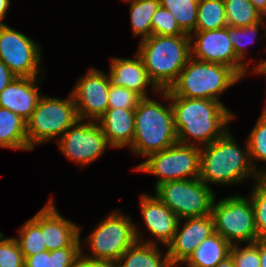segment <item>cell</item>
Returning <instances> with one entry per match:
<instances>
[{
  "label": "cell",
  "instance_id": "obj_39",
  "mask_svg": "<svg viewBox=\"0 0 266 267\" xmlns=\"http://www.w3.org/2000/svg\"><path fill=\"white\" fill-rule=\"evenodd\" d=\"M11 1L10 0H0V24H3L4 18L7 16Z\"/></svg>",
  "mask_w": 266,
  "mask_h": 267
},
{
  "label": "cell",
  "instance_id": "obj_43",
  "mask_svg": "<svg viewBox=\"0 0 266 267\" xmlns=\"http://www.w3.org/2000/svg\"><path fill=\"white\" fill-rule=\"evenodd\" d=\"M215 267H236L231 256H228L225 260L219 262Z\"/></svg>",
  "mask_w": 266,
  "mask_h": 267
},
{
  "label": "cell",
  "instance_id": "obj_13",
  "mask_svg": "<svg viewBox=\"0 0 266 267\" xmlns=\"http://www.w3.org/2000/svg\"><path fill=\"white\" fill-rule=\"evenodd\" d=\"M189 37L191 57L200 61L227 65L242 78L249 73L248 67L236 57L233 44L228 37V26L210 31H194Z\"/></svg>",
  "mask_w": 266,
  "mask_h": 267
},
{
  "label": "cell",
  "instance_id": "obj_9",
  "mask_svg": "<svg viewBox=\"0 0 266 267\" xmlns=\"http://www.w3.org/2000/svg\"><path fill=\"white\" fill-rule=\"evenodd\" d=\"M201 147L175 143L160 152L150 154L133 168L135 171L158 176L154 189L167 181L198 178L200 175Z\"/></svg>",
  "mask_w": 266,
  "mask_h": 267
},
{
  "label": "cell",
  "instance_id": "obj_28",
  "mask_svg": "<svg viewBox=\"0 0 266 267\" xmlns=\"http://www.w3.org/2000/svg\"><path fill=\"white\" fill-rule=\"evenodd\" d=\"M224 4L227 26L244 27L265 18L249 0H224Z\"/></svg>",
  "mask_w": 266,
  "mask_h": 267
},
{
  "label": "cell",
  "instance_id": "obj_36",
  "mask_svg": "<svg viewBox=\"0 0 266 267\" xmlns=\"http://www.w3.org/2000/svg\"><path fill=\"white\" fill-rule=\"evenodd\" d=\"M141 99L142 97L133 90L110 85L108 109H135Z\"/></svg>",
  "mask_w": 266,
  "mask_h": 267
},
{
  "label": "cell",
  "instance_id": "obj_7",
  "mask_svg": "<svg viewBox=\"0 0 266 267\" xmlns=\"http://www.w3.org/2000/svg\"><path fill=\"white\" fill-rule=\"evenodd\" d=\"M92 230L85 241L81 242V246L89 247L88 254L81 248L82 255L91 259L115 262L137 241L135 222L119 209L110 212Z\"/></svg>",
  "mask_w": 266,
  "mask_h": 267
},
{
  "label": "cell",
  "instance_id": "obj_3",
  "mask_svg": "<svg viewBox=\"0 0 266 267\" xmlns=\"http://www.w3.org/2000/svg\"><path fill=\"white\" fill-rule=\"evenodd\" d=\"M139 42L136 53L150 80L160 91L169 90L191 57L189 35H151Z\"/></svg>",
  "mask_w": 266,
  "mask_h": 267
},
{
  "label": "cell",
  "instance_id": "obj_41",
  "mask_svg": "<svg viewBox=\"0 0 266 267\" xmlns=\"http://www.w3.org/2000/svg\"><path fill=\"white\" fill-rule=\"evenodd\" d=\"M249 1L266 18V0H249Z\"/></svg>",
  "mask_w": 266,
  "mask_h": 267
},
{
  "label": "cell",
  "instance_id": "obj_38",
  "mask_svg": "<svg viewBox=\"0 0 266 267\" xmlns=\"http://www.w3.org/2000/svg\"><path fill=\"white\" fill-rule=\"evenodd\" d=\"M17 76L8 68L0 59V93L7 87Z\"/></svg>",
  "mask_w": 266,
  "mask_h": 267
},
{
  "label": "cell",
  "instance_id": "obj_14",
  "mask_svg": "<svg viewBox=\"0 0 266 267\" xmlns=\"http://www.w3.org/2000/svg\"><path fill=\"white\" fill-rule=\"evenodd\" d=\"M110 82L106 72L91 67L71 91L80 120L96 121L108 109Z\"/></svg>",
  "mask_w": 266,
  "mask_h": 267
},
{
  "label": "cell",
  "instance_id": "obj_42",
  "mask_svg": "<svg viewBox=\"0 0 266 267\" xmlns=\"http://www.w3.org/2000/svg\"><path fill=\"white\" fill-rule=\"evenodd\" d=\"M251 74H260L266 76V59L264 61H261L260 63H257L255 67L253 66Z\"/></svg>",
  "mask_w": 266,
  "mask_h": 267
},
{
  "label": "cell",
  "instance_id": "obj_5",
  "mask_svg": "<svg viewBox=\"0 0 266 267\" xmlns=\"http://www.w3.org/2000/svg\"><path fill=\"white\" fill-rule=\"evenodd\" d=\"M241 79L243 78L227 65L190 57L176 82L167 91L169 97L221 101L220 95Z\"/></svg>",
  "mask_w": 266,
  "mask_h": 267
},
{
  "label": "cell",
  "instance_id": "obj_40",
  "mask_svg": "<svg viewBox=\"0 0 266 267\" xmlns=\"http://www.w3.org/2000/svg\"><path fill=\"white\" fill-rule=\"evenodd\" d=\"M260 267H266V243L259 239Z\"/></svg>",
  "mask_w": 266,
  "mask_h": 267
},
{
  "label": "cell",
  "instance_id": "obj_12",
  "mask_svg": "<svg viewBox=\"0 0 266 267\" xmlns=\"http://www.w3.org/2000/svg\"><path fill=\"white\" fill-rule=\"evenodd\" d=\"M58 148L68 160L87 166L111 147L97 121L78 120L59 139Z\"/></svg>",
  "mask_w": 266,
  "mask_h": 267
},
{
  "label": "cell",
  "instance_id": "obj_37",
  "mask_svg": "<svg viewBox=\"0 0 266 267\" xmlns=\"http://www.w3.org/2000/svg\"><path fill=\"white\" fill-rule=\"evenodd\" d=\"M75 267H115L114 262L106 260H96L85 257L82 253L79 255Z\"/></svg>",
  "mask_w": 266,
  "mask_h": 267
},
{
  "label": "cell",
  "instance_id": "obj_8",
  "mask_svg": "<svg viewBox=\"0 0 266 267\" xmlns=\"http://www.w3.org/2000/svg\"><path fill=\"white\" fill-rule=\"evenodd\" d=\"M211 215L214 230L231 246L254 243L258 239L255 217L250 197L231 195L221 198L212 205Z\"/></svg>",
  "mask_w": 266,
  "mask_h": 267
},
{
  "label": "cell",
  "instance_id": "obj_18",
  "mask_svg": "<svg viewBox=\"0 0 266 267\" xmlns=\"http://www.w3.org/2000/svg\"><path fill=\"white\" fill-rule=\"evenodd\" d=\"M110 85L135 91L142 98H148V87L156 93L160 90L150 80L142 58L136 53L132 58L112 57L110 71L106 73Z\"/></svg>",
  "mask_w": 266,
  "mask_h": 267
},
{
  "label": "cell",
  "instance_id": "obj_17",
  "mask_svg": "<svg viewBox=\"0 0 266 267\" xmlns=\"http://www.w3.org/2000/svg\"><path fill=\"white\" fill-rule=\"evenodd\" d=\"M42 235L48 251L82 247L81 227L58 212L53 196L42 207Z\"/></svg>",
  "mask_w": 266,
  "mask_h": 267
},
{
  "label": "cell",
  "instance_id": "obj_6",
  "mask_svg": "<svg viewBox=\"0 0 266 267\" xmlns=\"http://www.w3.org/2000/svg\"><path fill=\"white\" fill-rule=\"evenodd\" d=\"M79 120L72 95L66 99L42 95L26 121L28 151L60 138Z\"/></svg>",
  "mask_w": 266,
  "mask_h": 267
},
{
  "label": "cell",
  "instance_id": "obj_29",
  "mask_svg": "<svg viewBox=\"0 0 266 267\" xmlns=\"http://www.w3.org/2000/svg\"><path fill=\"white\" fill-rule=\"evenodd\" d=\"M161 5L171 11L184 33L190 35L195 31L198 0H161Z\"/></svg>",
  "mask_w": 266,
  "mask_h": 267
},
{
  "label": "cell",
  "instance_id": "obj_24",
  "mask_svg": "<svg viewBox=\"0 0 266 267\" xmlns=\"http://www.w3.org/2000/svg\"><path fill=\"white\" fill-rule=\"evenodd\" d=\"M130 3L129 17L134 37L140 41L152 35V16L161 5V0H126Z\"/></svg>",
  "mask_w": 266,
  "mask_h": 267
},
{
  "label": "cell",
  "instance_id": "obj_4",
  "mask_svg": "<svg viewBox=\"0 0 266 267\" xmlns=\"http://www.w3.org/2000/svg\"><path fill=\"white\" fill-rule=\"evenodd\" d=\"M134 126L130 151L136 156L147 158L178 142L171 102L164 106L160 100L142 98L135 108Z\"/></svg>",
  "mask_w": 266,
  "mask_h": 267
},
{
  "label": "cell",
  "instance_id": "obj_19",
  "mask_svg": "<svg viewBox=\"0 0 266 267\" xmlns=\"http://www.w3.org/2000/svg\"><path fill=\"white\" fill-rule=\"evenodd\" d=\"M43 78L45 77H16L1 91L0 107L12 111L27 121L43 95L39 93V84Z\"/></svg>",
  "mask_w": 266,
  "mask_h": 267
},
{
  "label": "cell",
  "instance_id": "obj_15",
  "mask_svg": "<svg viewBox=\"0 0 266 267\" xmlns=\"http://www.w3.org/2000/svg\"><path fill=\"white\" fill-rule=\"evenodd\" d=\"M139 205L143 224L155 240L153 238L145 240L143 232L138 230L137 223H135L137 241L155 245L160 242L166 247L174 237L179 218L155 195L141 194Z\"/></svg>",
  "mask_w": 266,
  "mask_h": 267
},
{
  "label": "cell",
  "instance_id": "obj_31",
  "mask_svg": "<svg viewBox=\"0 0 266 267\" xmlns=\"http://www.w3.org/2000/svg\"><path fill=\"white\" fill-rule=\"evenodd\" d=\"M266 19L264 18L261 22H257L244 27H231L228 26V37L233 48L235 50L236 57L249 69V65L246 60L247 46L252 44L256 39H259L256 36L259 34L261 26H266ZM264 36V37H263ZM261 38L266 37V30Z\"/></svg>",
  "mask_w": 266,
  "mask_h": 267
},
{
  "label": "cell",
  "instance_id": "obj_30",
  "mask_svg": "<svg viewBox=\"0 0 266 267\" xmlns=\"http://www.w3.org/2000/svg\"><path fill=\"white\" fill-rule=\"evenodd\" d=\"M247 143L250 151V158L255 171L260 176H266V168L262 170L257 166V162H266V112L262 111L256 124L247 137ZM254 160V161H253ZM258 160V161H257ZM265 168V169H264Z\"/></svg>",
  "mask_w": 266,
  "mask_h": 267
},
{
  "label": "cell",
  "instance_id": "obj_27",
  "mask_svg": "<svg viewBox=\"0 0 266 267\" xmlns=\"http://www.w3.org/2000/svg\"><path fill=\"white\" fill-rule=\"evenodd\" d=\"M226 26L224 0H198L195 31H210Z\"/></svg>",
  "mask_w": 266,
  "mask_h": 267
},
{
  "label": "cell",
  "instance_id": "obj_22",
  "mask_svg": "<svg viewBox=\"0 0 266 267\" xmlns=\"http://www.w3.org/2000/svg\"><path fill=\"white\" fill-rule=\"evenodd\" d=\"M231 245L214 232L201 242L184 263V267H215L230 256Z\"/></svg>",
  "mask_w": 266,
  "mask_h": 267
},
{
  "label": "cell",
  "instance_id": "obj_33",
  "mask_svg": "<svg viewBox=\"0 0 266 267\" xmlns=\"http://www.w3.org/2000/svg\"><path fill=\"white\" fill-rule=\"evenodd\" d=\"M152 35H169L177 36L185 33L178 26L171 11L164 8L162 5L152 16Z\"/></svg>",
  "mask_w": 266,
  "mask_h": 267
},
{
  "label": "cell",
  "instance_id": "obj_10",
  "mask_svg": "<svg viewBox=\"0 0 266 267\" xmlns=\"http://www.w3.org/2000/svg\"><path fill=\"white\" fill-rule=\"evenodd\" d=\"M154 192L179 220L211 214L216 198L212 187L207 186L199 177L167 181L158 185Z\"/></svg>",
  "mask_w": 266,
  "mask_h": 267
},
{
  "label": "cell",
  "instance_id": "obj_23",
  "mask_svg": "<svg viewBox=\"0 0 266 267\" xmlns=\"http://www.w3.org/2000/svg\"><path fill=\"white\" fill-rule=\"evenodd\" d=\"M0 148L28 151L26 121L0 107Z\"/></svg>",
  "mask_w": 266,
  "mask_h": 267
},
{
  "label": "cell",
  "instance_id": "obj_2",
  "mask_svg": "<svg viewBox=\"0 0 266 267\" xmlns=\"http://www.w3.org/2000/svg\"><path fill=\"white\" fill-rule=\"evenodd\" d=\"M230 128L211 144L201 147L199 178L210 187L241 184L246 179L254 182L261 177L254 169L248 143L240 148ZM211 183V184H210Z\"/></svg>",
  "mask_w": 266,
  "mask_h": 267
},
{
  "label": "cell",
  "instance_id": "obj_16",
  "mask_svg": "<svg viewBox=\"0 0 266 267\" xmlns=\"http://www.w3.org/2000/svg\"><path fill=\"white\" fill-rule=\"evenodd\" d=\"M181 221L183 226H181ZM215 232L212 215L179 220L172 241L166 246L172 267L184 264L198 245Z\"/></svg>",
  "mask_w": 266,
  "mask_h": 267
},
{
  "label": "cell",
  "instance_id": "obj_35",
  "mask_svg": "<svg viewBox=\"0 0 266 267\" xmlns=\"http://www.w3.org/2000/svg\"><path fill=\"white\" fill-rule=\"evenodd\" d=\"M247 246L232 245L230 256L236 267H260L259 240ZM239 246V247H238Z\"/></svg>",
  "mask_w": 266,
  "mask_h": 267
},
{
  "label": "cell",
  "instance_id": "obj_1",
  "mask_svg": "<svg viewBox=\"0 0 266 267\" xmlns=\"http://www.w3.org/2000/svg\"><path fill=\"white\" fill-rule=\"evenodd\" d=\"M159 94L163 101L172 102L177 140L182 144L207 146L220 138L235 118L234 113L221 101L169 97L167 90Z\"/></svg>",
  "mask_w": 266,
  "mask_h": 267
},
{
  "label": "cell",
  "instance_id": "obj_20",
  "mask_svg": "<svg viewBox=\"0 0 266 267\" xmlns=\"http://www.w3.org/2000/svg\"><path fill=\"white\" fill-rule=\"evenodd\" d=\"M135 109L114 108L107 111L96 121L106 135L112 148L132 145L135 133Z\"/></svg>",
  "mask_w": 266,
  "mask_h": 267
},
{
  "label": "cell",
  "instance_id": "obj_25",
  "mask_svg": "<svg viewBox=\"0 0 266 267\" xmlns=\"http://www.w3.org/2000/svg\"><path fill=\"white\" fill-rule=\"evenodd\" d=\"M19 237H15L23 254L26 257L47 251L42 235V209L31 219L27 220L18 231Z\"/></svg>",
  "mask_w": 266,
  "mask_h": 267
},
{
  "label": "cell",
  "instance_id": "obj_34",
  "mask_svg": "<svg viewBox=\"0 0 266 267\" xmlns=\"http://www.w3.org/2000/svg\"><path fill=\"white\" fill-rule=\"evenodd\" d=\"M24 260L15 237L6 238L0 231V267H24Z\"/></svg>",
  "mask_w": 266,
  "mask_h": 267
},
{
  "label": "cell",
  "instance_id": "obj_26",
  "mask_svg": "<svg viewBox=\"0 0 266 267\" xmlns=\"http://www.w3.org/2000/svg\"><path fill=\"white\" fill-rule=\"evenodd\" d=\"M82 247H65L26 257L24 267H75Z\"/></svg>",
  "mask_w": 266,
  "mask_h": 267
},
{
  "label": "cell",
  "instance_id": "obj_21",
  "mask_svg": "<svg viewBox=\"0 0 266 267\" xmlns=\"http://www.w3.org/2000/svg\"><path fill=\"white\" fill-rule=\"evenodd\" d=\"M115 267H172L167 249L163 255L159 244L136 241L114 262Z\"/></svg>",
  "mask_w": 266,
  "mask_h": 267
},
{
  "label": "cell",
  "instance_id": "obj_44",
  "mask_svg": "<svg viewBox=\"0 0 266 267\" xmlns=\"http://www.w3.org/2000/svg\"><path fill=\"white\" fill-rule=\"evenodd\" d=\"M263 111H265V112H266V104H265V107H263Z\"/></svg>",
  "mask_w": 266,
  "mask_h": 267
},
{
  "label": "cell",
  "instance_id": "obj_11",
  "mask_svg": "<svg viewBox=\"0 0 266 267\" xmlns=\"http://www.w3.org/2000/svg\"><path fill=\"white\" fill-rule=\"evenodd\" d=\"M41 45L7 24H0V59L17 77H42ZM40 68V69H39Z\"/></svg>",
  "mask_w": 266,
  "mask_h": 267
},
{
  "label": "cell",
  "instance_id": "obj_32",
  "mask_svg": "<svg viewBox=\"0 0 266 267\" xmlns=\"http://www.w3.org/2000/svg\"><path fill=\"white\" fill-rule=\"evenodd\" d=\"M249 193L252 202L258 239L266 237V176L259 177Z\"/></svg>",
  "mask_w": 266,
  "mask_h": 267
}]
</instances>
